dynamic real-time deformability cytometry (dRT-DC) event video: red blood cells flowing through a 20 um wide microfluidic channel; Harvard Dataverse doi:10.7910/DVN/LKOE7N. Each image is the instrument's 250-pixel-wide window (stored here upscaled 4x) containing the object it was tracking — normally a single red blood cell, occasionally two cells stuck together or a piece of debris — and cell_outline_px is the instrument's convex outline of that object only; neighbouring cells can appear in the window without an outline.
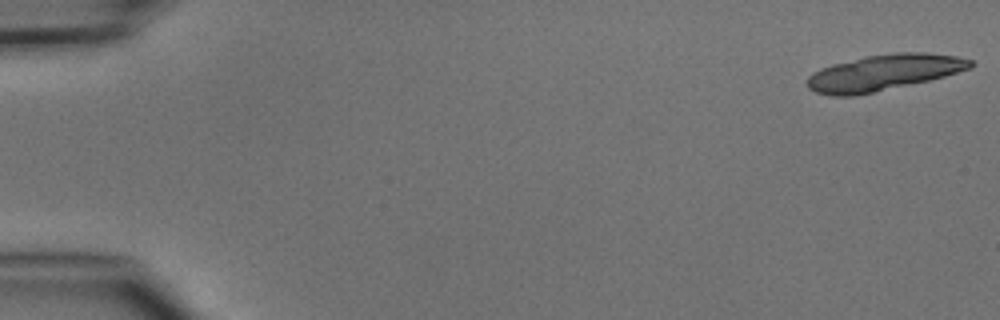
{"species": "common noctule bat (a hibernating species)", "species_latin": "Nyctalus noctula", "temperature_condition": "cold", "stored_images_in_passage": 5, "camera_frame_rate_fps": 3000, "um_per_image_px": 0.085, "animal": {"sex": "male", "body_mass_g": 15.6}, "frame": {"image": 1, "passage_image": 1, "time_ms": 0.0, "image_size_px": [1000, 320], "cell_outline_px": [[976, 64], [972, 68], [944, 76], [928, 80], [872, 92], [852, 96], [832, 96], [816, 92], [808, 88], [808, 76], [812, 72], [820, 68], [832, 64], [864, 56], [892, 52], [928, 52], [956, 56], [972, 60]], "centroid_in_image_um": [75.12, 6.14], "position_along_channel_um": 9.9, "area_um2": 34.16}}